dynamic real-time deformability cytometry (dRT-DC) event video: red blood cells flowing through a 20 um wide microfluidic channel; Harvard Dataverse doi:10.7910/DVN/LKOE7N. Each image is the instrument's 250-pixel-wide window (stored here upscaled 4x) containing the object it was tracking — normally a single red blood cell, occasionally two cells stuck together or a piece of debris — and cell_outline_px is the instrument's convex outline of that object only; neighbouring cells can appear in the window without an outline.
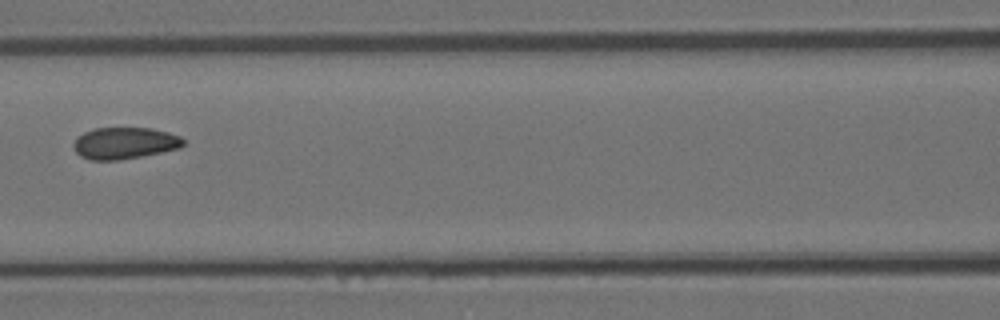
{"species": "Egyptian fruit bat (a non-hibernating species)", "species_latin": "Rousettus aegyptiacus", "temperature_condition": "room temperature", "stored_images_in_passage": 4, "camera_frame_rate_fps": 3000, "um_per_image_px": 0.085, "animal": {"sex": "female"}, "frame": {"image": 1, "passage_image": 4, "time_ms": 3.333, "image_size_px": [1000, 320], "cell_outline_px": [[184, 144], [180, 148], [140, 156], [116, 160], [88, 160], [80, 156], [72, 148], [72, 144], [84, 132], [92, 128], [152, 128], [168, 132], [180, 136], [184, 140]], "centroid_in_image_um": [10.57, 12.16], "position_along_channel_um": 156.0, "area_um2": 20.23}}